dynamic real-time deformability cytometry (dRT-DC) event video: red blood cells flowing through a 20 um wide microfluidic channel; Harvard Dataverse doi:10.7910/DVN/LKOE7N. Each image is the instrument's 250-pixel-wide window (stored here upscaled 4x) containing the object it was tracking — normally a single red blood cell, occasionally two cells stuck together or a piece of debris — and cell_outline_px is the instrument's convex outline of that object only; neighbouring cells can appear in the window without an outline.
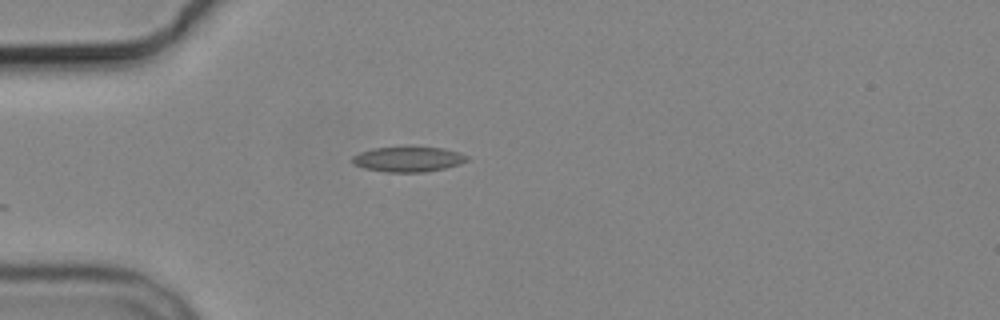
{"species": "common noctule bat (a hibernating species)", "species_latin": "Nyctalus noctula", "temperature_condition": "cold", "stored_images_in_passage": 2, "camera_frame_rate_fps": 3000, "um_per_image_px": 0.085, "animal": {"sex": "male", "body_mass_g": 19.2, "forearm_length_mm": 51.8}, "frame": {"image": 1, "passage_image": 2, "time_ms": 1.333, "image_size_px": [1000, 320], "cell_outline_px": [[468, 160], [460, 164], [444, 168], [424, 172], [384, 172], [364, 168], [352, 164], [352, 156], [360, 152], [372, 148], [408, 144], [444, 148], [468, 156]], "centroid_in_image_um": [34.66, 13.49], "position_along_channel_um": 50.3, "area_um2": 17.57}}